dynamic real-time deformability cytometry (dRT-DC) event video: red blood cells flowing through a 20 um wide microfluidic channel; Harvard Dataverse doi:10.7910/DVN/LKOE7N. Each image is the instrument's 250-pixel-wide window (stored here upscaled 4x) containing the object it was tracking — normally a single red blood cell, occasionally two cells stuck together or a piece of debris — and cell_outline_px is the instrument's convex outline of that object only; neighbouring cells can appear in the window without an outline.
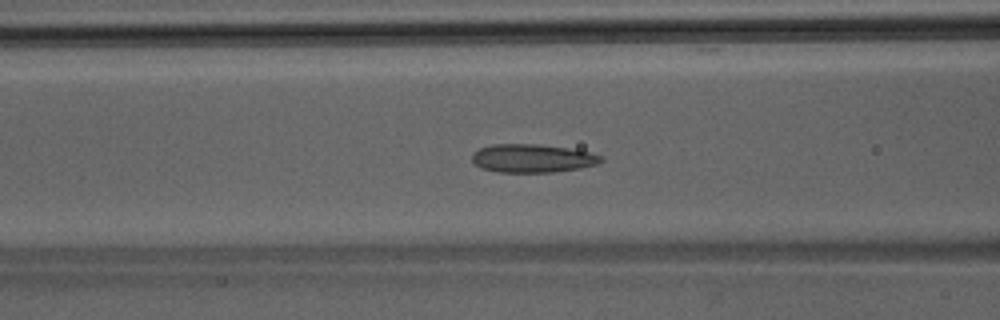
{"species": "Egyptian fruit bat (a non-hibernating species)", "species_latin": "Rousettus aegyptiacus", "temperature_condition": "room temperature", "stored_images_in_passage": 36, "camera_frame_rate_fps": 3000, "um_per_image_px": 0.085, "animal": {"sex": "male"}, "frame": {"image": 1, "passage_image": 8, "time_ms": 2.333, "image_size_px": [1000, 320], "cell_outline_px": [[604, 160], [596, 164], [580, 168], [552, 172], [500, 172], [480, 168], [472, 160], [472, 152], [480, 148], [492, 144], [536, 144], [568, 148], [588, 152], [604, 156]], "centroid_in_image_um": [45.24, 13.45], "position_along_channel_um": 121.4, "area_um2": 21.27}}
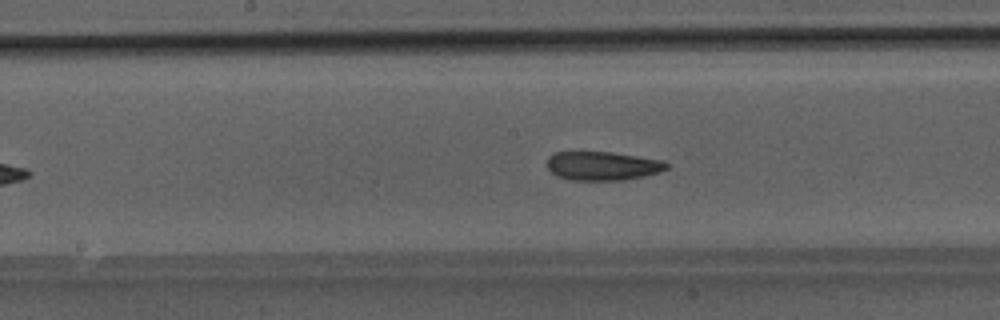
{"frame": {"image": 2, "passage_image": 13, "time_ms": 4.0, "image_size_px": [1000, 320], "cell_outline_px": [[668, 168], [660, 172], [644, 176], [624, 180], [568, 180], [556, 176], [548, 168], [548, 156], [552, 152], [612, 152], [664, 160], [668, 164]], "centroid_in_image_um": [51.22, 14.1], "position_along_channel_um": 197.0, "area_um2": 20.23}}
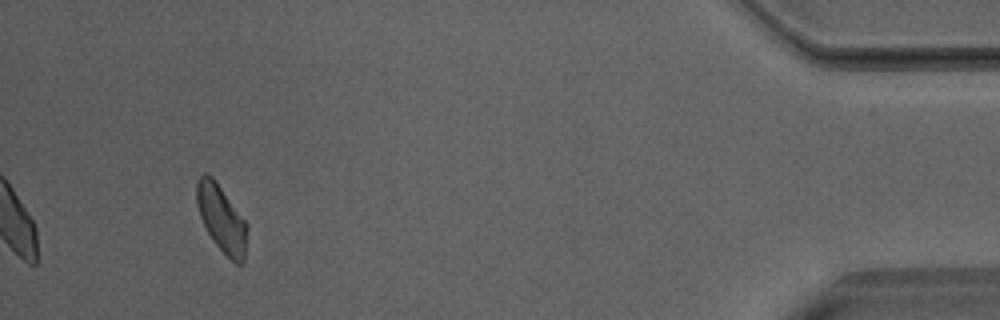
{"frame": {"image": 3, "passage_image": 32, "time_ms": 10.333, "image_size_px": [1000, 320], "cell_outline_px": [[248, 228], [244, 264], [236, 264], [212, 240], [200, 216], [196, 204], [196, 180], [204, 172], [212, 176], [244, 220]], "centroid_in_image_um": [18.82, 18.59], "position_along_channel_um": 416.4, "area_um2": 19.42}}